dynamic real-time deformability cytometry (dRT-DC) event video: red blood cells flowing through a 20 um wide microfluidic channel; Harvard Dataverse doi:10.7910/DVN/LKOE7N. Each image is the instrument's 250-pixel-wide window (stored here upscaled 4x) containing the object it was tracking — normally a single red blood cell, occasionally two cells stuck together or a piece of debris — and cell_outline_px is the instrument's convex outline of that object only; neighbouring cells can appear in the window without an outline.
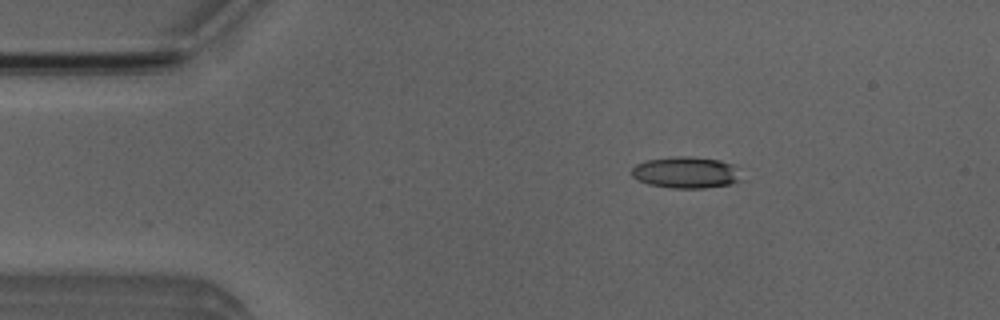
{"species": "Egyptian fruit bat (a non-hibernating species)", "species_latin": "Rousettus aegyptiacus", "temperature_condition": "room temperature", "stored_images_in_passage": 11, "camera_frame_rate_fps": 3000, "um_per_image_px": 0.085, "animal": {"sex": "male"}, "frame": {"image": 1, "passage_image": 4, "time_ms": 1.0, "image_size_px": [1000, 320], "cell_outline_px": [[744, 180], [728, 184], [704, 188], [672, 188], [648, 184], [632, 176], [632, 168], [636, 164], [648, 160], [676, 156], [688, 156], [720, 160], [732, 164]], "centroid_in_image_um": [58.32, 14.66], "position_along_channel_um": 26.7, "area_um2": 20.0}}